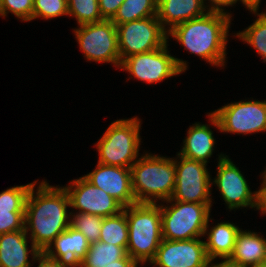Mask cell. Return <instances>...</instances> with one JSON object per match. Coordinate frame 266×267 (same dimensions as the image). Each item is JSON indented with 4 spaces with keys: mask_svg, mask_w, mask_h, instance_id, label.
Segmentation results:
<instances>
[{
    "mask_svg": "<svg viewBox=\"0 0 266 267\" xmlns=\"http://www.w3.org/2000/svg\"><path fill=\"white\" fill-rule=\"evenodd\" d=\"M38 182L37 179L27 197L24 228L33 245L44 252L70 226L71 212L69 196L63 186H52L46 180Z\"/></svg>",
    "mask_w": 266,
    "mask_h": 267,
    "instance_id": "6da1fadb",
    "label": "cell"
},
{
    "mask_svg": "<svg viewBox=\"0 0 266 267\" xmlns=\"http://www.w3.org/2000/svg\"><path fill=\"white\" fill-rule=\"evenodd\" d=\"M231 21L232 16L228 14L208 11L173 27L168 32V41L173 38L190 54L211 66L224 68Z\"/></svg>",
    "mask_w": 266,
    "mask_h": 267,
    "instance_id": "7a4b0ae2",
    "label": "cell"
},
{
    "mask_svg": "<svg viewBox=\"0 0 266 267\" xmlns=\"http://www.w3.org/2000/svg\"><path fill=\"white\" fill-rule=\"evenodd\" d=\"M132 191L137 203L158 204L171 198L176 179L174 157L145 152L131 166Z\"/></svg>",
    "mask_w": 266,
    "mask_h": 267,
    "instance_id": "3957f363",
    "label": "cell"
},
{
    "mask_svg": "<svg viewBox=\"0 0 266 267\" xmlns=\"http://www.w3.org/2000/svg\"><path fill=\"white\" fill-rule=\"evenodd\" d=\"M128 222L127 254L141 267L149 265L162 242L159 204L136 203L124 207Z\"/></svg>",
    "mask_w": 266,
    "mask_h": 267,
    "instance_id": "277c9868",
    "label": "cell"
},
{
    "mask_svg": "<svg viewBox=\"0 0 266 267\" xmlns=\"http://www.w3.org/2000/svg\"><path fill=\"white\" fill-rule=\"evenodd\" d=\"M142 120L138 116L112 122L95 145L97 163L131 168L139 155Z\"/></svg>",
    "mask_w": 266,
    "mask_h": 267,
    "instance_id": "5b68a950",
    "label": "cell"
},
{
    "mask_svg": "<svg viewBox=\"0 0 266 267\" xmlns=\"http://www.w3.org/2000/svg\"><path fill=\"white\" fill-rule=\"evenodd\" d=\"M158 204L161 207L163 239L189 240L204 237L212 203L167 200Z\"/></svg>",
    "mask_w": 266,
    "mask_h": 267,
    "instance_id": "8992f818",
    "label": "cell"
},
{
    "mask_svg": "<svg viewBox=\"0 0 266 267\" xmlns=\"http://www.w3.org/2000/svg\"><path fill=\"white\" fill-rule=\"evenodd\" d=\"M168 46L166 44L156 50L126 57L121 62L120 70L130 75L127 80L135 78L148 84L159 83L186 72L188 62L171 55Z\"/></svg>",
    "mask_w": 266,
    "mask_h": 267,
    "instance_id": "52a82bcc",
    "label": "cell"
},
{
    "mask_svg": "<svg viewBox=\"0 0 266 267\" xmlns=\"http://www.w3.org/2000/svg\"><path fill=\"white\" fill-rule=\"evenodd\" d=\"M80 51L88 62L111 63L120 69L116 25L111 20L80 25L73 31Z\"/></svg>",
    "mask_w": 266,
    "mask_h": 267,
    "instance_id": "ba28073f",
    "label": "cell"
},
{
    "mask_svg": "<svg viewBox=\"0 0 266 267\" xmlns=\"http://www.w3.org/2000/svg\"><path fill=\"white\" fill-rule=\"evenodd\" d=\"M121 62L133 54L156 50L168 43V32L157 16L116 25Z\"/></svg>",
    "mask_w": 266,
    "mask_h": 267,
    "instance_id": "9c48e42d",
    "label": "cell"
},
{
    "mask_svg": "<svg viewBox=\"0 0 266 267\" xmlns=\"http://www.w3.org/2000/svg\"><path fill=\"white\" fill-rule=\"evenodd\" d=\"M228 103L211 113L216 117L220 132L230 134H256L266 132V99Z\"/></svg>",
    "mask_w": 266,
    "mask_h": 267,
    "instance_id": "30bf717a",
    "label": "cell"
},
{
    "mask_svg": "<svg viewBox=\"0 0 266 267\" xmlns=\"http://www.w3.org/2000/svg\"><path fill=\"white\" fill-rule=\"evenodd\" d=\"M176 179L169 200L193 203H213L211 178L207 164L176 154Z\"/></svg>",
    "mask_w": 266,
    "mask_h": 267,
    "instance_id": "8fae6325",
    "label": "cell"
},
{
    "mask_svg": "<svg viewBox=\"0 0 266 267\" xmlns=\"http://www.w3.org/2000/svg\"><path fill=\"white\" fill-rule=\"evenodd\" d=\"M216 176L211 179V185L220 192L226 208L235 211L239 208L257 209V190L252 192L246 178L239 167L228 155L221 153L217 158Z\"/></svg>",
    "mask_w": 266,
    "mask_h": 267,
    "instance_id": "7c38bea8",
    "label": "cell"
},
{
    "mask_svg": "<svg viewBox=\"0 0 266 267\" xmlns=\"http://www.w3.org/2000/svg\"><path fill=\"white\" fill-rule=\"evenodd\" d=\"M69 196L70 212H83L110 217L123 211V206L103 189L95 187L83 176L63 186ZM76 209V210H75Z\"/></svg>",
    "mask_w": 266,
    "mask_h": 267,
    "instance_id": "4fadbf2b",
    "label": "cell"
},
{
    "mask_svg": "<svg viewBox=\"0 0 266 267\" xmlns=\"http://www.w3.org/2000/svg\"><path fill=\"white\" fill-rule=\"evenodd\" d=\"M205 243L200 238L189 240H165L158 247L149 263L152 267H210Z\"/></svg>",
    "mask_w": 266,
    "mask_h": 267,
    "instance_id": "5bb4252c",
    "label": "cell"
},
{
    "mask_svg": "<svg viewBox=\"0 0 266 267\" xmlns=\"http://www.w3.org/2000/svg\"><path fill=\"white\" fill-rule=\"evenodd\" d=\"M83 177L95 187L103 189L123 207L137 203L132 191L130 168L97 163L95 169Z\"/></svg>",
    "mask_w": 266,
    "mask_h": 267,
    "instance_id": "9a60e30c",
    "label": "cell"
},
{
    "mask_svg": "<svg viewBox=\"0 0 266 267\" xmlns=\"http://www.w3.org/2000/svg\"><path fill=\"white\" fill-rule=\"evenodd\" d=\"M206 115L209 120L208 124H202L200 122H195L193 125L189 126L187 129V136L183 139V145L177 154L184 156L188 159L203 162L207 164L212 157L216 138L213 135L211 127L219 130L220 127L216 117L210 112ZM213 125V126H210Z\"/></svg>",
    "mask_w": 266,
    "mask_h": 267,
    "instance_id": "2e32d148",
    "label": "cell"
},
{
    "mask_svg": "<svg viewBox=\"0 0 266 267\" xmlns=\"http://www.w3.org/2000/svg\"><path fill=\"white\" fill-rule=\"evenodd\" d=\"M28 239L30 238L25 228L23 230L1 234L0 267H32L31 265H34L33 261L40 251ZM29 242L30 249L28 247ZM29 255L32 256V260Z\"/></svg>",
    "mask_w": 266,
    "mask_h": 267,
    "instance_id": "e0dca14e",
    "label": "cell"
},
{
    "mask_svg": "<svg viewBox=\"0 0 266 267\" xmlns=\"http://www.w3.org/2000/svg\"><path fill=\"white\" fill-rule=\"evenodd\" d=\"M259 233L241 228L226 262L237 267H257L263 263L266 260V238Z\"/></svg>",
    "mask_w": 266,
    "mask_h": 267,
    "instance_id": "ac0fdd59",
    "label": "cell"
},
{
    "mask_svg": "<svg viewBox=\"0 0 266 267\" xmlns=\"http://www.w3.org/2000/svg\"><path fill=\"white\" fill-rule=\"evenodd\" d=\"M89 246L90 242L85 235L69 226L53 240L44 253L54 260L77 267L85 258Z\"/></svg>",
    "mask_w": 266,
    "mask_h": 267,
    "instance_id": "d6986e66",
    "label": "cell"
},
{
    "mask_svg": "<svg viewBox=\"0 0 266 267\" xmlns=\"http://www.w3.org/2000/svg\"><path fill=\"white\" fill-rule=\"evenodd\" d=\"M214 219L208 217L204 236L205 250L208 259L215 262L218 259L226 261L233 252L237 233L240 228L233 222L225 221L215 223L209 229V222Z\"/></svg>",
    "mask_w": 266,
    "mask_h": 267,
    "instance_id": "ffe728a7",
    "label": "cell"
},
{
    "mask_svg": "<svg viewBox=\"0 0 266 267\" xmlns=\"http://www.w3.org/2000/svg\"><path fill=\"white\" fill-rule=\"evenodd\" d=\"M207 12L203 0H158L157 3V18L167 32Z\"/></svg>",
    "mask_w": 266,
    "mask_h": 267,
    "instance_id": "44dd1931",
    "label": "cell"
},
{
    "mask_svg": "<svg viewBox=\"0 0 266 267\" xmlns=\"http://www.w3.org/2000/svg\"><path fill=\"white\" fill-rule=\"evenodd\" d=\"M127 255L126 250L101 241L90 243L85 258L77 267H106L114 261L123 259Z\"/></svg>",
    "mask_w": 266,
    "mask_h": 267,
    "instance_id": "7402d4cb",
    "label": "cell"
},
{
    "mask_svg": "<svg viewBox=\"0 0 266 267\" xmlns=\"http://www.w3.org/2000/svg\"><path fill=\"white\" fill-rule=\"evenodd\" d=\"M256 17L255 21L245 28L243 31H238L234 37H237L242 42L250 45L255 49L257 54L261 56L262 62H266V11L248 10Z\"/></svg>",
    "mask_w": 266,
    "mask_h": 267,
    "instance_id": "603a6c76",
    "label": "cell"
},
{
    "mask_svg": "<svg viewBox=\"0 0 266 267\" xmlns=\"http://www.w3.org/2000/svg\"><path fill=\"white\" fill-rule=\"evenodd\" d=\"M158 0H124L111 19L115 25L157 16Z\"/></svg>",
    "mask_w": 266,
    "mask_h": 267,
    "instance_id": "cb8c5ba5",
    "label": "cell"
},
{
    "mask_svg": "<svg viewBox=\"0 0 266 267\" xmlns=\"http://www.w3.org/2000/svg\"><path fill=\"white\" fill-rule=\"evenodd\" d=\"M99 241L127 249L128 222L124 211L103 218Z\"/></svg>",
    "mask_w": 266,
    "mask_h": 267,
    "instance_id": "d4e9b609",
    "label": "cell"
},
{
    "mask_svg": "<svg viewBox=\"0 0 266 267\" xmlns=\"http://www.w3.org/2000/svg\"><path fill=\"white\" fill-rule=\"evenodd\" d=\"M103 218L89 213L71 212L70 227L84 234L90 243L97 242L100 239Z\"/></svg>",
    "mask_w": 266,
    "mask_h": 267,
    "instance_id": "484cf974",
    "label": "cell"
},
{
    "mask_svg": "<svg viewBox=\"0 0 266 267\" xmlns=\"http://www.w3.org/2000/svg\"><path fill=\"white\" fill-rule=\"evenodd\" d=\"M68 17H75L78 26L103 21L98 0H67Z\"/></svg>",
    "mask_w": 266,
    "mask_h": 267,
    "instance_id": "4316f807",
    "label": "cell"
},
{
    "mask_svg": "<svg viewBox=\"0 0 266 267\" xmlns=\"http://www.w3.org/2000/svg\"><path fill=\"white\" fill-rule=\"evenodd\" d=\"M36 181L0 192V211H25L29 191Z\"/></svg>",
    "mask_w": 266,
    "mask_h": 267,
    "instance_id": "83f0119b",
    "label": "cell"
},
{
    "mask_svg": "<svg viewBox=\"0 0 266 267\" xmlns=\"http://www.w3.org/2000/svg\"><path fill=\"white\" fill-rule=\"evenodd\" d=\"M68 16L67 0H34L32 20Z\"/></svg>",
    "mask_w": 266,
    "mask_h": 267,
    "instance_id": "f1b7e54d",
    "label": "cell"
},
{
    "mask_svg": "<svg viewBox=\"0 0 266 267\" xmlns=\"http://www.w3.org/2000/svg\"><path fill=\"white\" fill-rule=\"evenodd\" d=\"M34 0H0V16L6 17L11 13L18 20L31 22Z\"/></svg>",
    "mask_w": 266,
    "mask_h": 267,
    "instance_id": "f546056e",
    "label": "cell"
},
{
    "mask_svg": "<svg viewBox=\"0 0 266 267\" xmlns=\"http://www.w3.org/2000/svg\"><path fill=\"white\" fill-rule=\"evenodd\" d=\"M25 211H0V235L24 229Z\"/></svg>",
    "mask_w": 266,
    "mask_h": 267,
    "instance_id": "4dcf8cb0",
    "label": "cell"
},
{
    "mask_svg": "<svg viewBox=\"0 0 266 267\" xmlns=\"http://www.w3.org/2000/svg\"><path fill=\"white\" fill-rule=\"evenodd\" d=\"M124 0H98L99 11L103 19L111 20Z\"/></svg>",
    "mask_w": 266,
    "mask_h": 267,
    "instance_id": "1f68e13d",
    "label": "cell"
},
{
    "mask_svg": "<svg viewBox=\"0 0 266 267\" xmlns=\"http://www.w3.org/2000/svg\"><path fill=\"white\" fill-rule=\"evenodd\" d=\"M240 3L239 0H203V3L208 11L221 12L232 16L231 12H228L225 7L235 6L236 3ZM210 3V4H207ZM225 8V9H224Z\"/></svg>",
    "mask_w": 266,
    "mask_h": 267,
    "instance_id": "d6a6232c",
    "label": "cell"
},
{
    "mask_svg": "<svg viewBox=\"0 0 266 267\" xmlns=\"http://www.w3.org/2000/svg\"><path fill=\"white\" fill-rule=\"evenodd\" d=\"M38 262L37 267H76L75 265L69 264L67 262H62L54 260L48 257L44 252H40L34 260V264Z\"/></svg>",
    "mask_w": 266,
    "mask_h": 267,
    "instance_id": "836d02e7",
    "label": "cell"
},
{
    "mask_svg": "<svg viewBox=\"0 0 266 267\" xmlns=\"http://www.w3.org/2000/svg\"><path fill=\"white\" fill-rule=\"evenodd\" d=\"M262 182H260V188L258 189L257 194V209L260 212V215H266V175L262 172L260 176Z\"/></svg>",
    "mask_w": 266,
    "mask_h": 267,
    "instance_id": "e575fe53",
    "label": "cell"
},
{
    "mask_svg": "<svg viewBox=\"0 0 266 267\" xmlns=\"http://www.w3.org/2000/svg\"><path fill=\"white\" fill-rule=\"evenodd\" d=\"M139 265L127 254L123 259L114 261L106 267H138Z\"/></svg>",
    "mask_w": 266,
    "mask_h": 267,
    "instance_id": "d590c367",
    "label": "cell"
},
{
    "mask_svg": "<svg viewBox=\"0 0 266 267\" xmlns=\"http://www.w3.org/2000/svg\"><path fill=\"white\" fill-rule=\"evenodd\" d=\"M247 10H259L262 0H239Z\"/></svg>",
    "mask_w": 266,
    "mask_h": 267,
    "instance_id": "8d00e7d4",
    "label": "cell"
},
{
    "mask_svg": "<svg viewBox=\"0 0 266 267\" xmlns=\"http://www.w3.org/2000/svg\"><path fill=\"white\" fill-rule=\"evenodd\" d=\"M210 267H237L234 265H231L227 263L226 261H221V262H211Z\"/></svg>",
    "mask_w": 266,
    "mask_h": 267,
    "instance_id": "74e56055",
    "label": "cell"
},
{
    "mask_svg": "<svg viewBox=\"0 0 266 267\" xmlns=\"http://www.w3.org/2000/svg\"><path fill=\"white\" fill-rule=\"evenodd\" d=\"M257 267H266V260Z\"/></svg>",
    "mask_w": 266,
    "mask_h": 267,
    "instance_id": "f35d334b",
    "label": "cell"
}]
</instances>
